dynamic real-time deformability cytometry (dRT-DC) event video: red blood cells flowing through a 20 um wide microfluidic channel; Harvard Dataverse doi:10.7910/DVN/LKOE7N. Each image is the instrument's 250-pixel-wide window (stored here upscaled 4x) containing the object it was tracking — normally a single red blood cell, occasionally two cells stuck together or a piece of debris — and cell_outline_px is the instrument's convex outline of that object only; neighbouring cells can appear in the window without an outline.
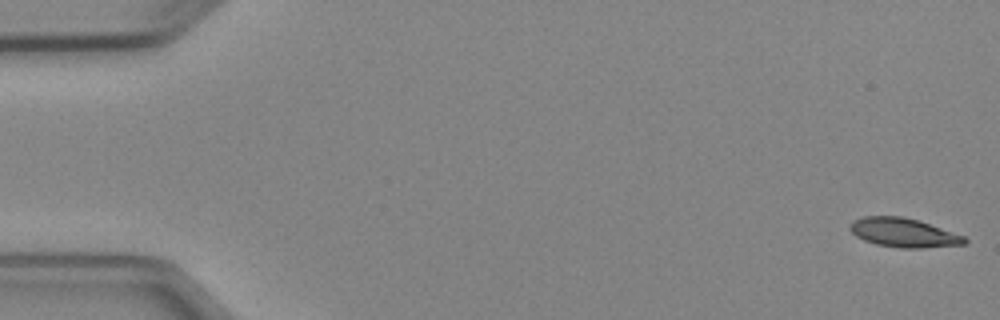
{"species": "Egyptian fruit bat (a non-hibernating species)", "species_latin": "Rousettus aegyptiacus", "temperature_condition": "cold", "stored_images_in_passage": 4, "camera_frame_rate_fps": 3000, "um_per_image_px": 0.085, "animal": {"sex": "female"}, "frame": {"image": 1, "passage_image": 1, "time_ms": 0.0, "image_size_px": [1000, 320], "cell_outline_px": [[968, 240], [964, 244], [920, 248], [900, 248], [876, 244], [864, 240], [856, 236], [848, 228], [852, 220], [864, 216], [904, 216], [964, 236]], "centroid_in_image_um": [76.74, 19.77], "position_along_channel_um": 8.3, "area_um2": 19.19}}
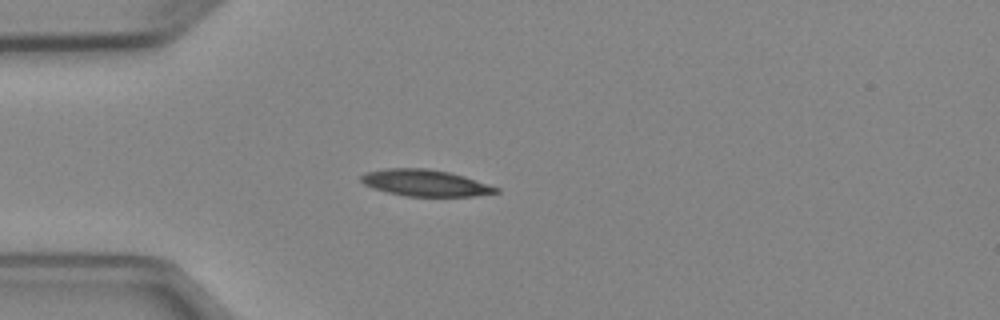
{"frame": {"image": 2, "passage_image": 4, "time_ms": 4.333, "image_size_px": [1000, 320], "cell_outline_px": [[500, 192], [472, 196], [408, 196], [388, 192], [372, 188], [364, 184], [360, 180], [360, 176], [364, 172], [384, 168], [428, 168], [448, 172], [464, 176], [500, 188]], "centroid_in_image_um": [36.11, 15.54], "position_along_channel_um": 48.9, "area_um2": 20.87}}